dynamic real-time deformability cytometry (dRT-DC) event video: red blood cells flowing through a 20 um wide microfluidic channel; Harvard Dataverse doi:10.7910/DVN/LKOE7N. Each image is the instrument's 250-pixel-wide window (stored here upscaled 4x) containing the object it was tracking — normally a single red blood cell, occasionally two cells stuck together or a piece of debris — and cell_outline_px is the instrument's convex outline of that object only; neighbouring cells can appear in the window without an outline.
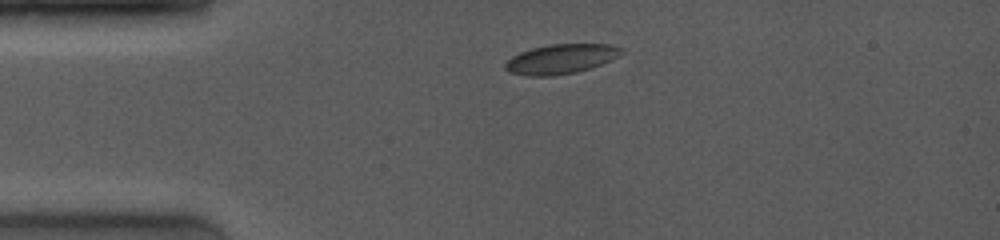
{"species": "common noctule bat (a hibernating species)", "species_latin": "Nyctalus noctula", "temperature_condition": "room temperature", "stored_images_in_passage": 2, "camera_frame_rate_fps": 4000, "um_per_image_px": 0.085, "animal": {"sex": "female", "body_mass_g": 19.0, "forearm_length_mm": 53.3}, "frame": {"image": 1, "passage_image": 1, "time_ms": 0.0, "image_size_px": [1000, 240], "cell_outline_px": [[624, 52], [620, 56], [612, 60], [592, 68], [576, 72], [552, 76], [528, 76], [508, 72], [504, 68], [504, 64], [512, 56], [520, 52], [532, 48], [548, 44], [612, 44], [624, 48]], "centroid_in_image_um": [47.72, 5.01], "position_along_channel_um": 37.3, "area_um2": 20.4}}